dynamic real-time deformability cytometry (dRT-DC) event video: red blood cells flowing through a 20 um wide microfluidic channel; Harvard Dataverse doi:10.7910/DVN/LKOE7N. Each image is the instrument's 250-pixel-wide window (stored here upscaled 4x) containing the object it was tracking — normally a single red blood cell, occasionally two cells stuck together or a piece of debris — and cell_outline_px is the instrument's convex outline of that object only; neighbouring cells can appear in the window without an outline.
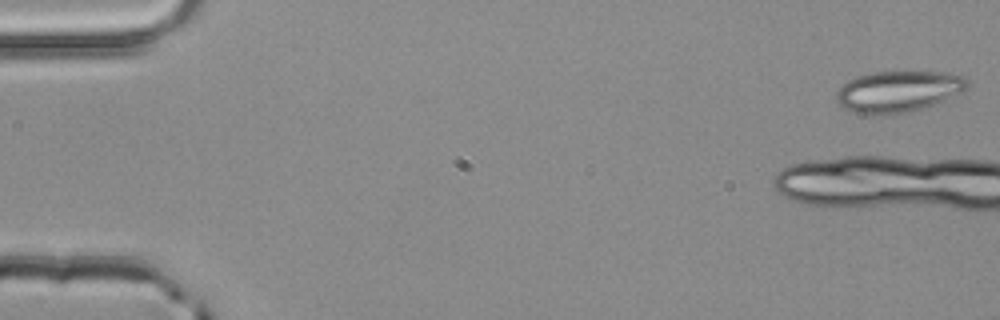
{"species": "common noctule bat (a hibernating species)", "species_latin": "Nyctalus noctula", "temperature_condition": "room temperature", "stored_images_in_passage": 6, "camera_frame_rate_fps": 3000, "um_per_image_px": 0.085, "animal": {"sex": "male", "body_mass_g": 20.4}, "frame": {"image": 1, "passage_image": 1, "time_ms": 0.0, "image_size_px": [1000, 320], "cell_outline_px": [[968, 88], [944, 100], [908, 112], [868, 116], [852, 112], [844, 108], [836, 100], [836, 92], [840, 84], [856, 76], [872, 72], [960, 72], [968, 80]], "centroid_in_image_um": [76.32, 7.76], "position_along_channel_um": 8.7, "area_um2": 31.85}}